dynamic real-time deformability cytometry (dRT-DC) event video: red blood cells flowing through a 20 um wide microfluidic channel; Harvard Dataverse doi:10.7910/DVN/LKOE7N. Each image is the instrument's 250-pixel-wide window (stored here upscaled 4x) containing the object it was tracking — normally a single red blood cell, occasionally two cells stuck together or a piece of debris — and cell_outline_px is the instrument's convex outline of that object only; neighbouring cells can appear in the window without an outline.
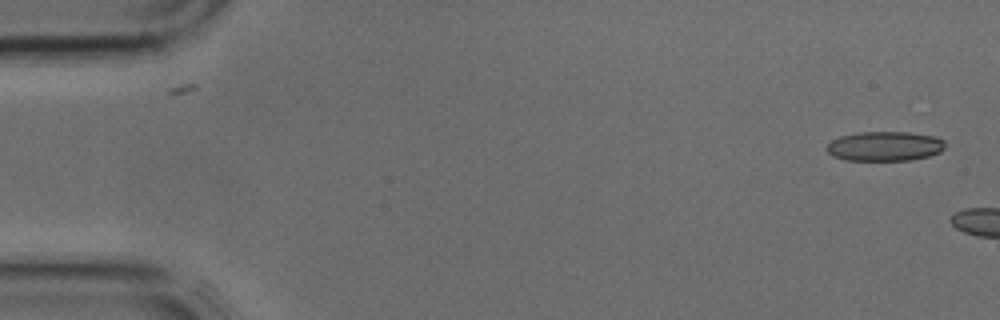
{"species": "common noctule bat (a hibernating species)", "species_latin": "Nyctalus noctula", "temperature_condition": "cold", "stored_images_in_passage": 8, "camera_frame_rate_fps": 3000, "um_per_image_px": 0.085, "animal": {"sex": "male", "body_mass_g": 17.9, "forearm_length_mm": 54.2}, "frame": {"image": 1, "passage_image": 1, "time_ms": 0.0, "image_size_px": [1000, 320], "cell_outline_px": [[944, 148], [940, 152], [928, 156], [912, 160], [844, 160], [832, 156], [828, 152], [828, 144], [832, 140], [840, 136], [860, 132], [908, 132], [936, 136], [944, 140]], "centroid_in_image_um": [75.22, 12.43], "position_along_channel_um": 9.8, "area_um2": 20.4}}